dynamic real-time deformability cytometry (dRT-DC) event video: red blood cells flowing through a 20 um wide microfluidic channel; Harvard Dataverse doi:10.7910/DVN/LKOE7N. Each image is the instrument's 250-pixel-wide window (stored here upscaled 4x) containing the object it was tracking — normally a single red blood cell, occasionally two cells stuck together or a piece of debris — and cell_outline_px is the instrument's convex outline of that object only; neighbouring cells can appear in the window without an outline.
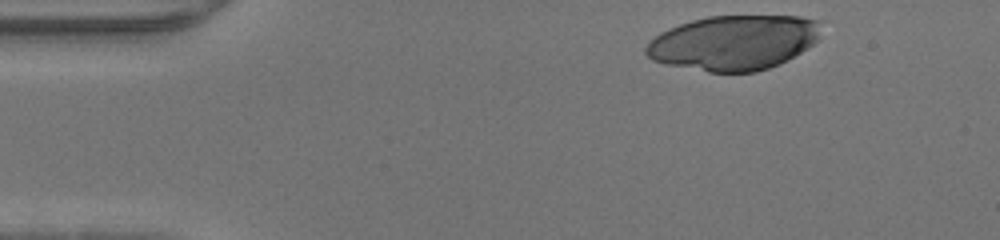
{"species": "human", "species_latin": "Homo sapiens", "temperature_condition": "warm", "stored_images_in_passage": 12, "camera_frame_rate_fps": 3000, "um_per_image_px": 0.085, "donor": {"sex": "male"}, "frame": {"image": 1, "passage_image": 1, "time_ms": 0.0, "image_size_px": [1000, 240], "cell_outline_px": [[820, 40], [808, 48], [788, 60], [780, 64], [756, 72], [708, 72], [668, 64], [652, 60], [644, 52], [644, 48], [660, 32], [668, 28], [692, 20], [708, 16], [800, 16], [820, 20]], "centroid_in_image_um": [62.41, 3.62], "position_along_channel_um": 22.6, "area_um2": 56.18}}